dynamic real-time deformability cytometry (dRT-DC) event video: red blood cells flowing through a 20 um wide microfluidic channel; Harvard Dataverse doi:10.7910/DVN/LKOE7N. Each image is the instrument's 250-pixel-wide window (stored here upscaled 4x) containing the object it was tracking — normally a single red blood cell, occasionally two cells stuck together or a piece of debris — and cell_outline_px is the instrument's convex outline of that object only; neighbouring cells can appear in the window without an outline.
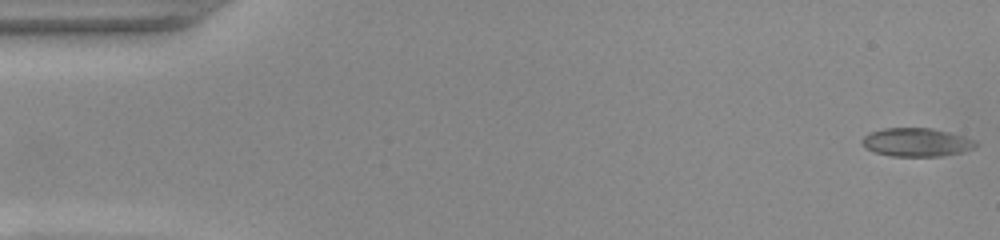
{"species": "common noctule bat (a hibernating species)", "species_latin": "Nyctalus noctula", "temperature_condition": "warm", "stored_images_in_passage": 52, "camera_frame_rate_fps": 3000, "um_per_image_px": 0.085, "animal": {"sex": "female", "body_mass_g": 22.0, "forearm_length_mm": 56.7}, "frame": {"image": 1, "passage_image": 1, "time_ms": 0.0, "image_size_px": [1000, 240], "cell_outline_px": [[976, 148], [964, 152], [940, 156], [892, 156], [876, 152], [864, 148], [860, 144], [860, 140], [868, 132], [884, 128], [932, 128], [964, 136], [976, 140]], "centroid_in_image_um": [77.88, 12.09], "position_along_channel_um": 7.1, "area_um2": 19.07}}
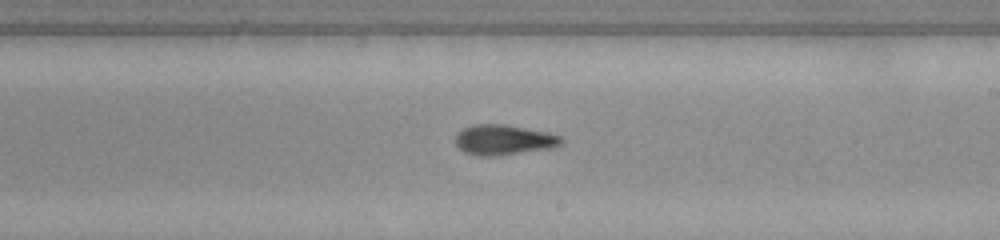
{"frame": {"image": 2, "passage_image": 30, "time_ms": 9.667, "image_size_px": [1000, 240], "cell_outline_px": [[564, 144], [552, 148], [496, 156], [476, 156], [464, 152], [456, 144], [456, 136], [464, 128], [472, 124], [504, 124], [548, 132], [564, 136]], "centroid_in_image_um": [42.88, 11.89], "position_along_channel_um": 246.1, "area_um2": 18.84}}
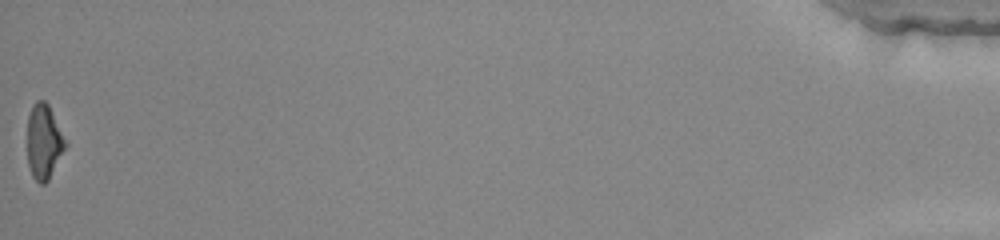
{"frame": {"image": 3, "passage_image": 52, "time_ms": 17.0, "image_size_px": [1000, 240], "cell_outline_px": [[68, 144], [48, 180], [44, 184], [40, 184], [32, 176], [28, 164], [28, 116], [32, 104], [36, 100], [44, 100], [48, 104]], "centroid_in_image_um": [3.73, 12.04], "position_along_channel_um": 431.5, "area_um2": 16.53}, "authors_computed_cell_mechanics": {"area_um2": 18.0914, "velocity_mm_per_s": 3.9435, "shape_relaxation_time_tau1_ms": 6.5259, "shape_relaxation_time_tau2_ms": 2.2882, "deformation_change_tau1": 0.2253, "deformation_change_tau2": 0.1006}}